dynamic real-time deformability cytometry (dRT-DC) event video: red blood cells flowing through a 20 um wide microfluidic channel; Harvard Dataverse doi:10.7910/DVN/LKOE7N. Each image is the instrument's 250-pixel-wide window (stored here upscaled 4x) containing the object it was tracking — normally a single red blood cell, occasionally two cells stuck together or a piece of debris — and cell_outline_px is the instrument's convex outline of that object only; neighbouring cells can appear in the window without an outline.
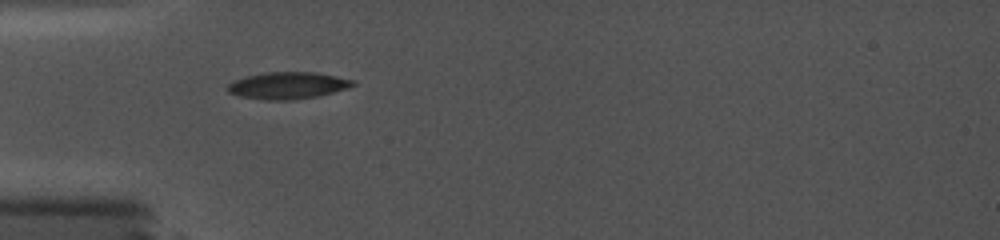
{"species": "common noctule bat (a hibernating species)", "species_latin": "Nyctalus noctula", "temperature_condition": "cold", "stored_images_in_passage": 8, "camera_frame_rate_fps": 5000, "um_per_image_px": 0.085, "animal": {"sex": "female", "body_mass_g": 19.0, "forearm_length_mm": 56.7}, "frame": {"image": 1, "passage_image": 1, "time_ms": 0.0, "image_size_px": [1000, 240], "cell_outline_px": [[356, 84], [348, 88], [320, 96], [288, 100], [264, 100], [240, 96], [228, 92], [228, 84], [232, 80], [264, 72], [316, 72], [356, 80]], "centroid_in_image_um": [24.49, 7.26], "position_along_channel_um": 60.5, "area_um2": 19.77}}